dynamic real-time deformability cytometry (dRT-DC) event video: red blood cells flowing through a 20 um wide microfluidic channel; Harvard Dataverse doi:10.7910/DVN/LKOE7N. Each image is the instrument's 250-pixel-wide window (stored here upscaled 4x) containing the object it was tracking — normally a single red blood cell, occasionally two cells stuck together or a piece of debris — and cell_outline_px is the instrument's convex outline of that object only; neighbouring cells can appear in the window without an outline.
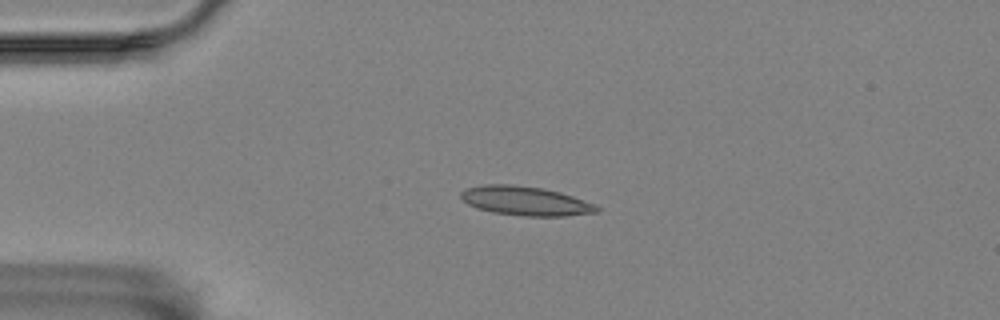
{"species": "Egyptian fruit bat (a non-hibernating species)", "species_latin": "Rousettus aegyptiacus", "temperature_condition": "room temperature", "stored_images_in_passage": 3, "camera_frame_rate_fps": 3000, "um_per_image_px": 0.085, "animal": {"sex": "female"}, "frame": {"image": 1, "passage_image": 1, "time_ms": 0.0, "image_size_px": [1000, 320], "cell_outline_px": [[600, 212], [564, 216], [524, 216], [492, 212], [476, 208], [468, 204], [460, 196], [460, 192], [464, 188], [484, 184], [512, 184], [544, 188], [560, 192], [596, 204], [600, 208]], "centroid_in_image_um": [44.66, 17.07], "position_along_channel_um": 40.3, "area_um2": 23.29}}
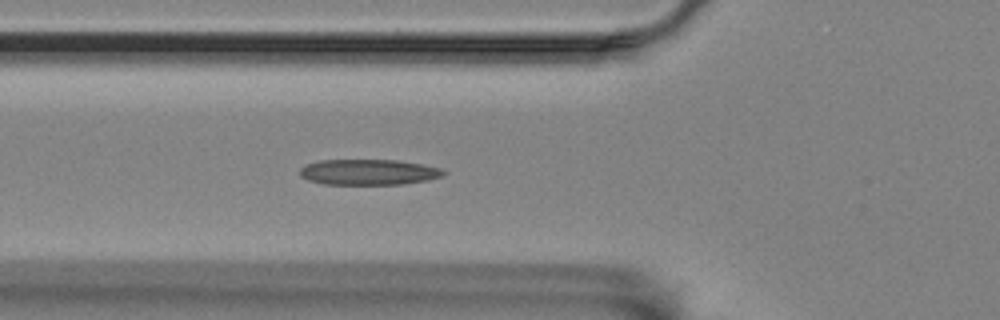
{"frame": {"image": 2, "passage_image": 3, "time_ms": 2.333, "image_size_px": [1000, 320], "cell_outline_px": [[448, 172], [444, 176], [428, 180], [404, 184], [324, 184], [308, 180], [300, 176], [300, 168], [304, 164], [320, 160], [396, 160], [420, 164], [440, 168]], "centroid_in_image_um": [31.33, 14.63], "position_along_channel_um": 94.5, "area_um2": 21.56}}